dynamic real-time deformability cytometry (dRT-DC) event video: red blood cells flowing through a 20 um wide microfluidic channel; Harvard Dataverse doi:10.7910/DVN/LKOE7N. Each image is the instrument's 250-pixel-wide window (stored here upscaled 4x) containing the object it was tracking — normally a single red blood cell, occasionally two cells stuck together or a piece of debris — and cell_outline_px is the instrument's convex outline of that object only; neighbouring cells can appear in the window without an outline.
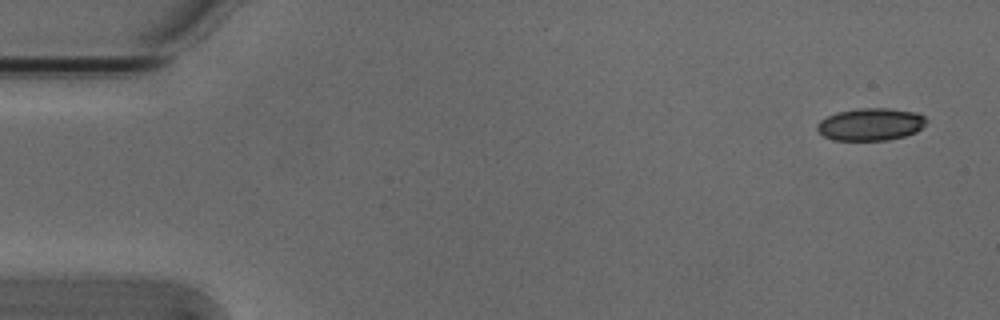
{"species": "Egyptian fruit bat (a non-hibernating species)", "species_latin": "Rousettus aegyptiacus", "temperature_condition": "cold", "stored_images_in_passage": 5, "camera_frame_rate_fps": 3000, "um_per_image_px": 0.085, "animal": {"sex": "male"}, "frame": {"image": 1, "passage_image": 1, "time_ms": 0.0, "image_size_px": [1000, 320], "cell_outline_px": [[928, 120], [916, 132], [904, 136], [888, 140], [832, 140], [824, 136], [816, 128], [816, 124], [820, 120], [836, 112], [860, 108], [888, 108], [916, 112], [924, 116]], "centroid_in_image_um": [73.99, 10.56], "position_along_channel_um": 11.0, "area_um2": 20.63}}
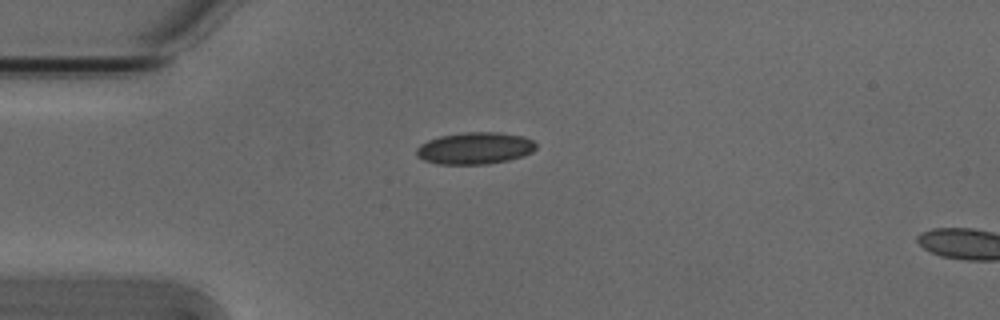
{"frame": {"image": 2, "passage_image": 4, "time_ms": 1.0, "image_size_px": [1000, 320], "cell_outline_px": [[536, 148], [532, 152], [524, 156], [508, 160], [488, 164], [436, 164], [424, 160], [416, 156], [416, 148], [420, 144], [428, 140], [440, 136], [468, 132], [496, 132], [524, 136], [532, 140], [536, 144]], "centroid_in_image_um": [40.36, 12.6], "position_along_channel_um": 44.6, "area_um2": 22.31}}